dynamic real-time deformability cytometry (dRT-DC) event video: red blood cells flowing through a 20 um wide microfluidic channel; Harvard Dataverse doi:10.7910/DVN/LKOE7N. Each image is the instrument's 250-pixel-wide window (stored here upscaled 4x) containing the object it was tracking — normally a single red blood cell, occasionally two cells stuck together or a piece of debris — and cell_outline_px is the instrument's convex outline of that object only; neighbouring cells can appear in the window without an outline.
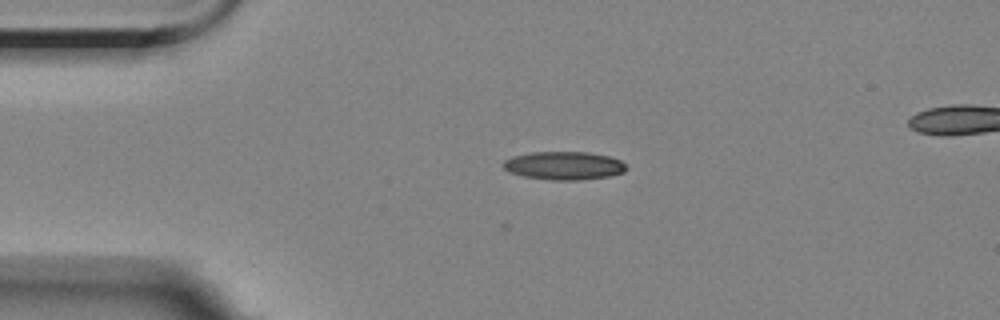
{"species": "Egyptian fruit bat (a non-hibernating species)", "species_latin": "Rousettus aegyptiacus", "temperature_condition": "room temperature", "stored_images_in_passage": 2, "camera_frame_rate_fps": 3000, "um_per_image_px": 0.085, "animal": {"sex": "female"}, "frame": {"image": 1, "passage_image": 1, "time_ms": 0.0, "image_size_px": [1000, 320], "cell_outline_px": [[628, 168], [624, 172], [608, 176], [580, 180], [552, 180], [524, 176], [508, 172], [500, 164], [504, 160], [512, 156], [532, 152], [588, 152], [608, 156], [620, 160]], "centroid_in_image_um": [47.9, 14.07], "position_along_channel_um": 37.1, "area_um2": 20.29}}